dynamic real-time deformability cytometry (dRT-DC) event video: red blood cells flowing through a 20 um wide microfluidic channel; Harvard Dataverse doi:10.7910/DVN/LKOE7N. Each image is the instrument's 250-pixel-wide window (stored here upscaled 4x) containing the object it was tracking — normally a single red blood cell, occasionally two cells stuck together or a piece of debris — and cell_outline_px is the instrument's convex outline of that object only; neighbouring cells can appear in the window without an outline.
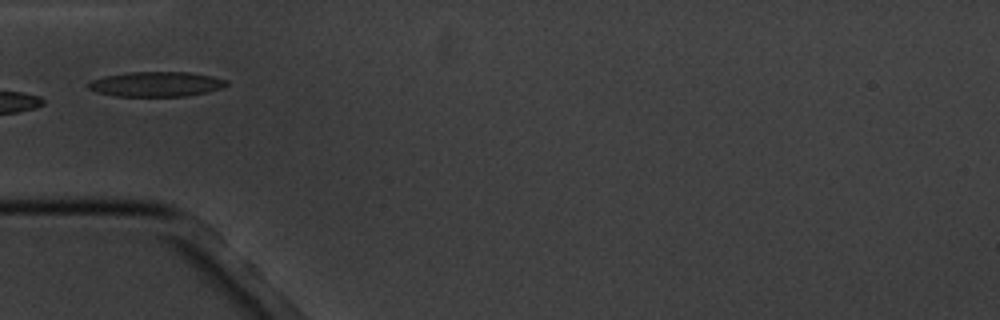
{"species": "common noctule bat (a hibernating species)", "species_latin": "Nyctalus noctula", "temperature_condition": "cold", "stored_images_in_passage": 5, "camera_frame_rate_fps": 3000, "um_per_image_px": 0.085, "animal": {"sex": "male", "body_mass_g": 20.1, "forearm_length_mm": 53.5}, "frame": {"image": 1, "passage_image": 4, "time_ms": 4.333, "image_size_px": [1000, 320], "cell_outline_px": [[228, 84], [220, 88], [208, 92], [188, 96], [116, 96], [96, 92], [88, 88], [88, 84], [92, 80], [104, 76], [128, 72], [188, 72], [212, 76], [228, 80]], "centroid_in_image_um": [13.29, 7.15], "position_along_channel_um": 71.7, "area_um2": 20.06}}
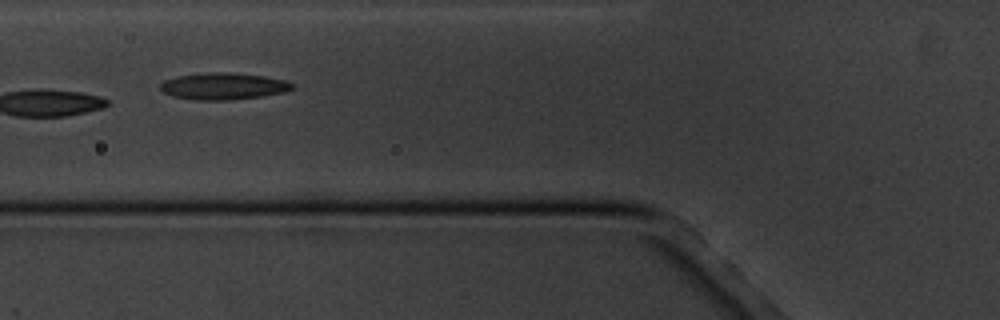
{"frame": {"image": 2, "passage_image": 5, "time_ms": 5.333, "image_size_px": [1000, 320], "cell_outline_px": [[296, 88], [284, 92], [264, 96], [228, 100], [192, 100], [172, 96], [164, 92], [160, 88], [160, 84], [164, 80], [176, 76], [204, 72], [228, 72], [264, 76], [284, 80], [296, 84]], "centroid_in_image_um": [19.0, 7.32], "position_along_channel_um": 106.8, "area_um2": 20.87}}